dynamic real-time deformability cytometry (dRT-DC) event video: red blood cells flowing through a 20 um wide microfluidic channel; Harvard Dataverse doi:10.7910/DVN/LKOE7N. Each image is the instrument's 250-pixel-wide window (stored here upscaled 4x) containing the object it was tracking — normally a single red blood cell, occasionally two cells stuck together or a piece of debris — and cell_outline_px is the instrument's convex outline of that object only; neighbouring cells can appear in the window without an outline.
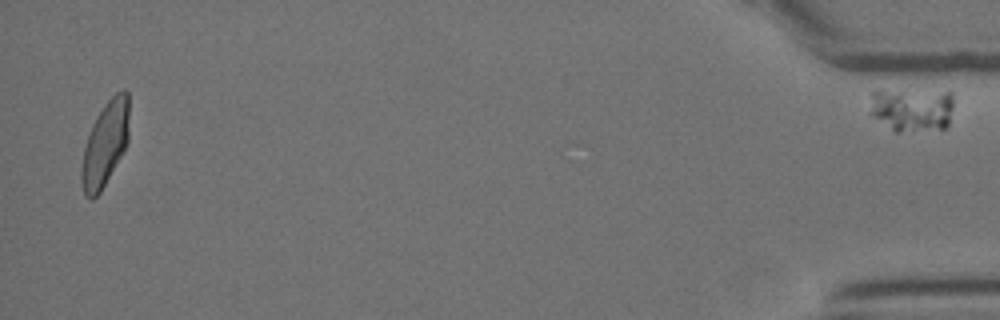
{"species": "Egyptian fruit bat (a non-hibernating species)", "species_latin": "Rousettus aegyptiacus", "temperature_condition": "room temperature", "stored_images_in_passage": 52, "segment_of_instrument_passage": [2, 2], "camera_frame_rate_fps": 3000, "um_per_image_px": 0.085, "animal": {"sex": "female"}, "frame": {"image": 1, "passage_image": 52, "time_ms": 17.0, "image_size_px": [1000, 320], "cell_outline_px": [[952, 108], [948, 128], [900, 132], [896, 132], [872, 116], [868, 112], [872, 92], [876, 88], [880, 88], [952, 92]], "centroid_in_image_um": [77.47, 9.27], "position_along_channel_um": 357.7, "area_um2": 22.2}}